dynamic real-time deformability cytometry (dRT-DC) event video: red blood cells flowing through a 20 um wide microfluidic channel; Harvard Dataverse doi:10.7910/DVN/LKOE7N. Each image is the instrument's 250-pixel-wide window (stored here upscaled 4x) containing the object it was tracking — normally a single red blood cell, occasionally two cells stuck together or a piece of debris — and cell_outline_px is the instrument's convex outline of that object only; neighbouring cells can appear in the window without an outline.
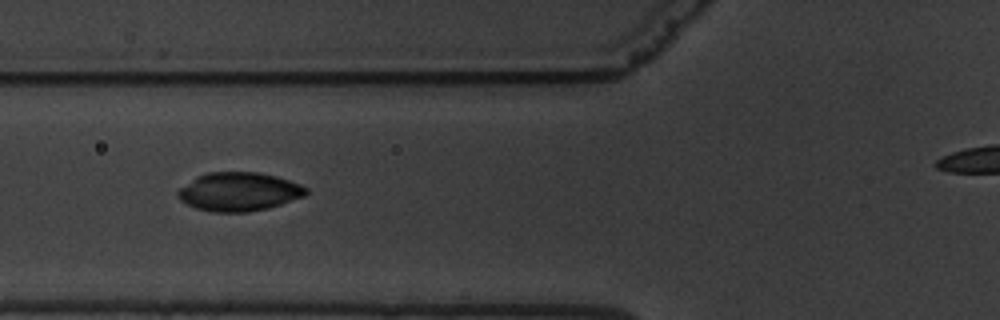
{"species": "common noctule bat (a hibernating species)", "species_latin": "Nyctalus noctula", "temperature_condition": "warm", "stored_images_in_passage": 37, "camera_frame_rate_fps": 3000, "um_per_image_px": 0.085, "animal": {"sex": "male", "body_mass_g": 19.5, "forearm_length_mm": 54.6}, "frame": {"image": 1, "passage_image": 6, "time_ms": 1.667, "image_size_px": [1000, 320], "cell_outline_px": [[308, 192], [304, 196], [268, 208], [248, 212], [212, 212], [196, 208], [180, 200], [176, 196], [176, 192], [180, 188], [196, 176], [208, 172], [260, 172], [276, 176], [300, 184], [308, 188]], "centroid_in_image_um": [20.29, 16.29], "position_along_channel_um": 105.5, "area_um2": 28.9}}